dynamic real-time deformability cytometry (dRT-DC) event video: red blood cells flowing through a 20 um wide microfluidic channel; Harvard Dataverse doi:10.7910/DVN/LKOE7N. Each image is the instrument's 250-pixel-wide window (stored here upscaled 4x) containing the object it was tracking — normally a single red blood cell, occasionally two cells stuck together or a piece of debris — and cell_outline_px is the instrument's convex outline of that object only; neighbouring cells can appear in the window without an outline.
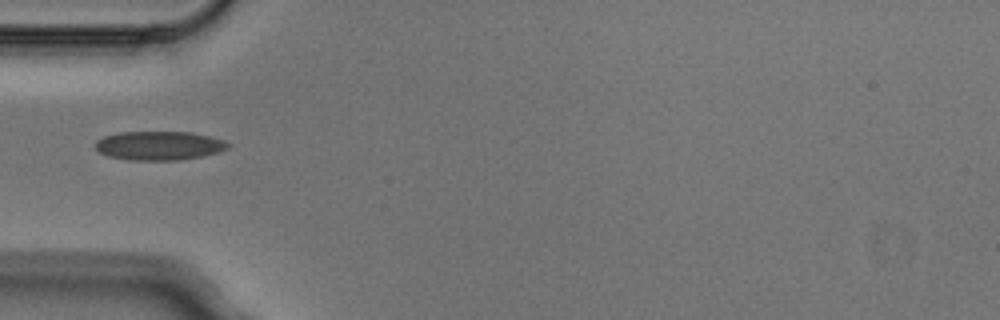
{"species": "Egyptian fruit bat (a non-hibernating species)", "species_latin": "Rousettus aegyptiacus", "temperature_condition": "cold", "stored_images_in_passage": 1, "camera_frame_rate_fps": 3000, "um_per_image_px": 0.085, "animal": {"sex": "male"}, "frame": {"image": 1, "passage_image": 1, "time_ms": 0.0, "image_size_px": [1000, 320], "cell_outline_px": [[232, 144], [228, 148], [216, 152], [200, 156], [180, 160], [128, 160], [108, 156], [100, 152], [96, 148], [96, 140], [104, 136], [120, 132], [192, 132], [224, 140]], "centroid_in_image_um": [13.52, 12.37], "position_along_channel_um": 71.5, "area_um2": 22.25}}